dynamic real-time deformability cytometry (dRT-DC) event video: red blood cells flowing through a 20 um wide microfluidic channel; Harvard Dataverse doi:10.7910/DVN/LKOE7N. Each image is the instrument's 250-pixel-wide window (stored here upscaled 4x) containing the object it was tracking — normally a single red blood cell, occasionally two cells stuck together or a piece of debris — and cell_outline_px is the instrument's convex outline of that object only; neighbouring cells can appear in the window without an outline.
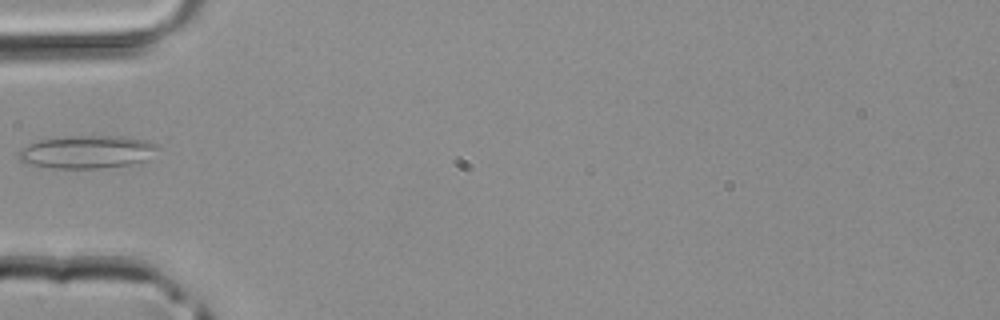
{"species": "common noctule bat (a hibernating species)", "species_latin": "Nyctalus noctula", "temperature_condition": "room temperature", "stored_images_in_passage": 2, "camera_frame_rate_fps": 3000, "um_per_image_px": 0.085, "animal": {"sex": "male", "body_mass_g": 20.4}, "frame": {"image": 1, "passage_image": 2, "time_ms": 0.333, "image_size_px": [1000, 320], "cell_outline_px": [[160, 144], [144, 160], [132, 164], [100, 168], [56, 168], [28, 164], [20, 160], [16, 156], [16, 152], [20, 148], [28, 144], [40, 140], [72, 136], [124, 136], [148, 140]], "centroid_in_image_um": [7.35, 12.9], "position_along_channel_um": 77.7, "area_um2": 26.59}}